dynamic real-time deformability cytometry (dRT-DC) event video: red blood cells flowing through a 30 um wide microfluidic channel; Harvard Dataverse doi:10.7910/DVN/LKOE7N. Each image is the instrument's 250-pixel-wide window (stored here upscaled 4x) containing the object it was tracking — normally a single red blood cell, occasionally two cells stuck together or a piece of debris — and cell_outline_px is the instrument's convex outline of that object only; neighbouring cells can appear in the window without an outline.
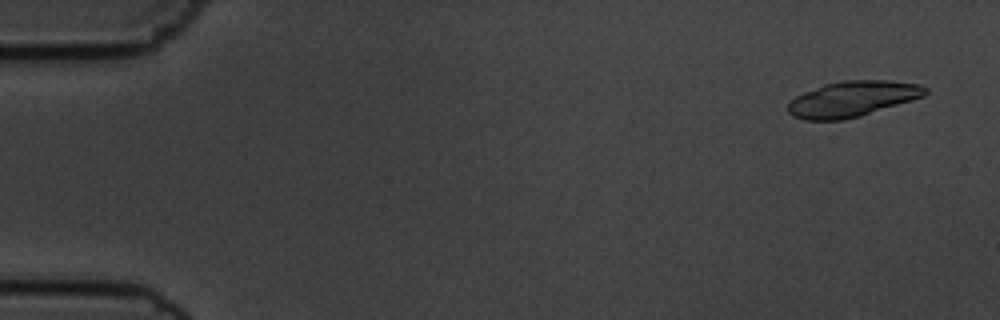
{"species": "common noctule bat (a hibernating species)", "species_latin": "Nyctalus noctula", "temperature_condition": "cold", "stored_images_in_passage": 19, "camera_frame_rate_fps": 3000, "um_per_image_px": 0.085, "animal": {"sex": "male", "body_mass_g": 19.5, "forearm_length_mm": 54.6}, "frame": {"image": 1, "passage_image": 3, "time_ms": 0.667, "image_size_px": [1000, 320], "cell_outline_px": [[928, 92], [924, 96], [912, 100], [860, 116], [844, 120], [804, 120], [792, 116], [788, 112], [788, 100], [804, 92], [824, 84], [844, 80], [888, 80], [920, 84], [928, 88]], "centroid_in_image_um": [72.44, 8.4], "position_along_channel_um": 12.6, "area_um2": 28.61}}
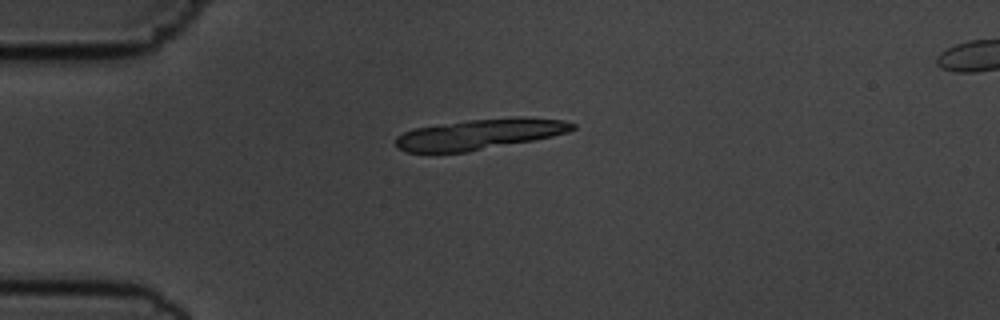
{"frame": {"image": 2, "passage_image": 14, "time_ms": 4.333, "image_size_px": [1000, 320], "cell_outline_px": [[576, 128], [568, 132], [552, 136], [532, 140], [468, 152], [408, 152], [400, 148], [396, 144], [396, 136], [404, 132], [416, 128], [468, 120], [516, 116], [524, 116], [564, 120], [576, 124]], "centroid_in_image_um": [40.84, 11.39], "position_along_channel_um": 44.2, "area_um2": 31.33}}